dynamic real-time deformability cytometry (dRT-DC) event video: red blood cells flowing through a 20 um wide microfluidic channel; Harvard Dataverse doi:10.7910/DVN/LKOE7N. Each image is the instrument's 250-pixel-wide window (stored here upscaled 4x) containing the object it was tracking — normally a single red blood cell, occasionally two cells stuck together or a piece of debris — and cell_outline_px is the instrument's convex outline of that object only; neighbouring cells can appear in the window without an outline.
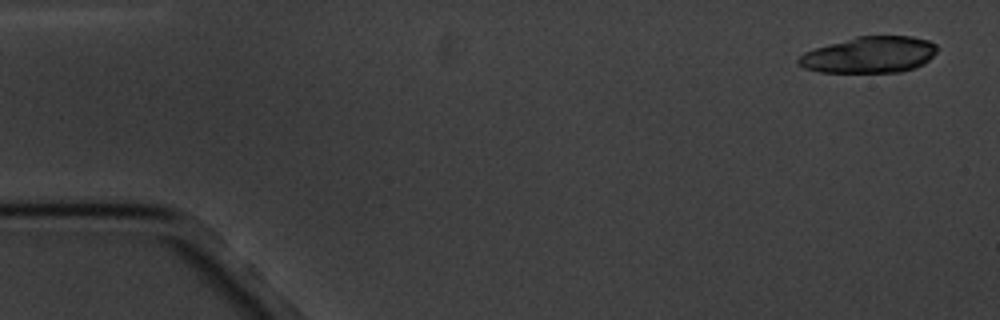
{"species": "common noctule bat (a hibernating species)", "species_latin": "Nyctalus noctula", "temperature_condition": "cold", "stored_images_in_passage": 5, "camera_frame_rate_fps": 3000, "um_per_image_px": 0.085, "animal": {"sex": "male", "body_mass_g": 20.1, "forearm_length_mm": 53.5}, "frame": {"image": 1, "passage_image": 1, "time_ms": 0.0, "image_size_px": [1000, 320], "cell_outline_px": [[936, 52], [924, 64], [916, 68], [900, 72], [820, 72], [804, 68], [796, 64], [796, 60], [804, 52], [816, 48], [856, 36], [912, 36], [928, 40], [936, 44]], "centroid_in_image_um": [73.9, 4.66], "position_along_channel_um": 11.1, "area_um2": 29.36}}